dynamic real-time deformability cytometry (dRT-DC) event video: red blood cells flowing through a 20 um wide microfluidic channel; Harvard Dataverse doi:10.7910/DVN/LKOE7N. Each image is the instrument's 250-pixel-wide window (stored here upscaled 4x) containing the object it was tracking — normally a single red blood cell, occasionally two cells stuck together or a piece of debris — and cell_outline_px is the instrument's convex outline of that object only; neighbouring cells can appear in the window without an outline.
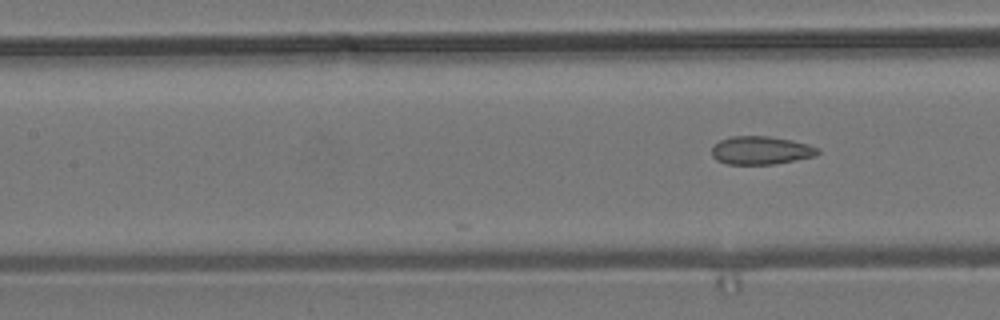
{"species": "common noctule bat (a hibernating species)", "species_latin": "Nyctalus noctula", "temperature_condition": "room temperature", "stored_images_in_passage": 21, "camera_frame_rate_fps": 3000, "um_per_image_px": 0.085, "animal": {"sex": "male", "body_mass_g": 19.2, "forearm_length_mm": 51.8}, "frame": {"image": 1, "passage_image": 21, "time_ms": 6.667, "image_size_px": [1000, 320], "cell_outline_px": [[820, 152], [816, 156], [776, 164], [728, 164], [716, 160], [712, 156], [712, 148], [720, 140], [728, 136], [768, 136], [792, 140], [808, 144], [820, 148]], "centroid_in_image_um": [64.7, 12.78], "position_along_channel_um": 142.7, "area_um2": 17.57}}